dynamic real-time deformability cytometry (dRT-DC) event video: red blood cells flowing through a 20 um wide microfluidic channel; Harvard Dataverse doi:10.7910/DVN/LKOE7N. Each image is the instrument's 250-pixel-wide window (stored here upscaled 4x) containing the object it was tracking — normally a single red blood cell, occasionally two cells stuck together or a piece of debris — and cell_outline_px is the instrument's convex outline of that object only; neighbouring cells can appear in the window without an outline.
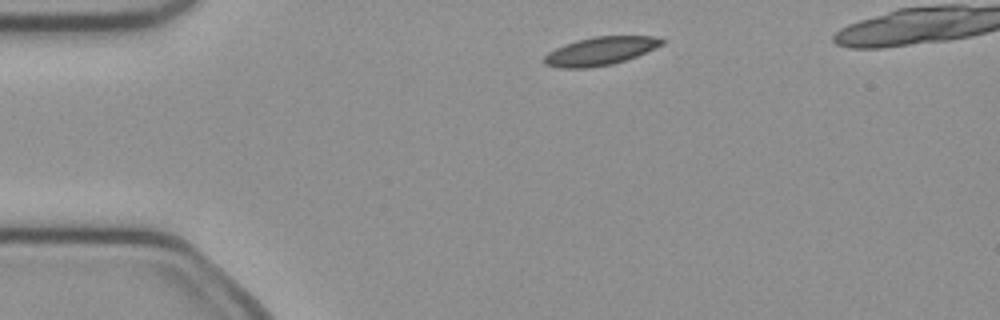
{"species": "common noctule bat (a hibernating species)", "species_latin": "Nyctalus noctula", "temperature_condition": "cold", "stored_images_in_passage": 38, "camera_frame_rate_fps": 3000, "um_per_image_px": 0.085, "animal": {"sex": "female", "body_mass_g": 21.9}, "frame": {"image": 1, "passage_image": 1, "time_ms": 0.0, "image_size_px": [1000, 320], "cell_outline_px": [[664, 44], [636, 56], [612, 64], [588, 68], [560, 68], [544, 64], [544, 56], [548, 52], [564, 44], [576, 40], [596, 36], [656, 36], [664, 40]], "centroid_in_image_um": [51.01, 4.34], "position_along_channel_um": 34.0, "area_um2": 19.31}}
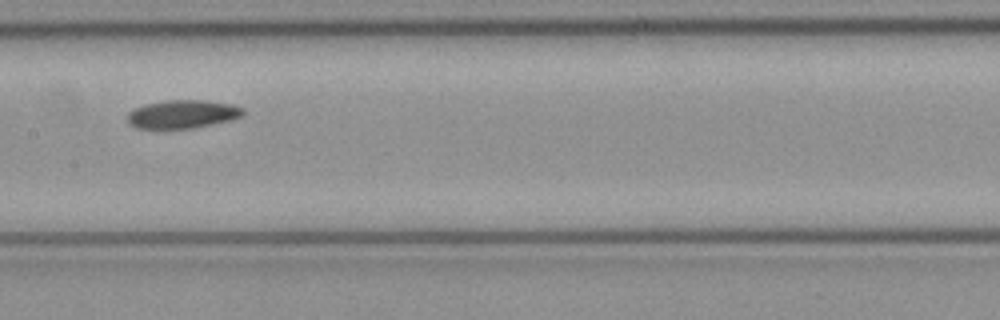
{"frame": {"image": 2, "passage_image": 16, "time_ms": 5.0, "image_size_px": [1000, 320], "cell_outline_px": [[244, 116], [232, 120], [196, 128], [136, 128], [128, 124], [128, 112], [132, 108], [144, 104], [164, 100], [208, 100], [232, 104], [244, 108]], "centroid_in_image_um": [15.53, 9.69], "position_along_channel_um": 191.9, "area_um2": 19.48}}
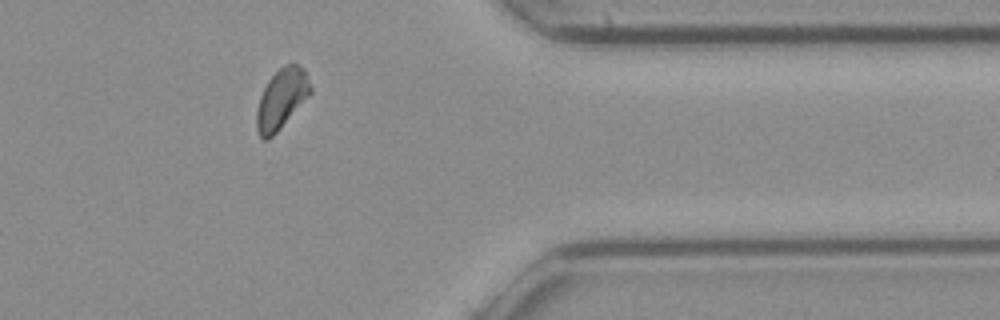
{"frame": {"image": 3, "passage_image": 32, "time_ms": 10.333, "image_size_px": [1000, 320], "cell_outline_px": [[312, 92], [280, 128], [268, 140], [264, 140], [260, 136], [256, 128], [256, 112], [260, 96], [268, 80], [280, 68], [288, 64], [296, 64], [304, 68], [312, 88]], "centroid_in_image_um": [23.92, 8.4], "position_along_channel_um": 387.5, "area_um2": 18.55}}